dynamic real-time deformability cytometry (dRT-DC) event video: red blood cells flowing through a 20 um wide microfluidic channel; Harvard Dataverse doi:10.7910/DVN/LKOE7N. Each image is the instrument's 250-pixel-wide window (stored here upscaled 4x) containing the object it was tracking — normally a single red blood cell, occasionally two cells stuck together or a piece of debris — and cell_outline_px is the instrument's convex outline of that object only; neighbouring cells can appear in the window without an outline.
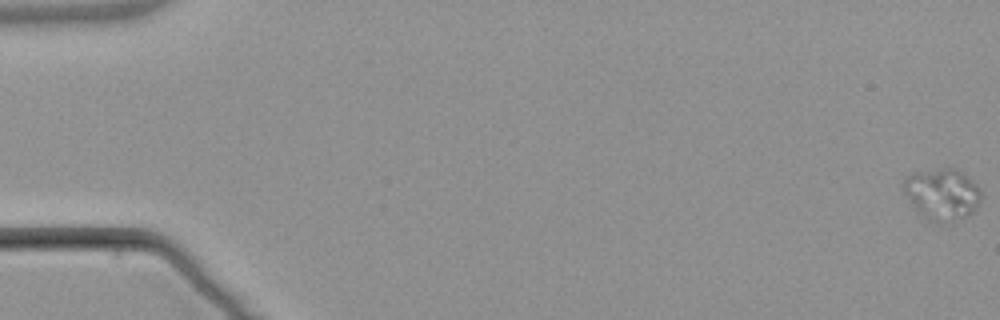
{"species": "common noctule bat (a hibernating species)", "species_latin": "Nyctalus noctula", "temperature_condition": "warm", "stored_images_in_passage": 6, "camera_frame_rate_fps": 3000, "um_per_image_px": 0.085, "animal": {"sex": "male", "body_mass_g": 21.5, "forearm_length_mm": 52.0}, "frame": {"image": 1, "passage_image": 1, "time_ms": 0.0, "image_size_px": [1000, 320], "cell_outline_px": [[980, 200], [976, 208], [972, 212], [964, 216], [940, 220], [928, 220], [912, 204], [904, 192], [904, 180], [912, 172], [944, 168], [956, 168], [964, 172], [976, 184], [980, 192]], "centroid_in_image_um": [80.08, 16.42], "position_along_channel_um": 4.9, "area_um2": 22.43}}